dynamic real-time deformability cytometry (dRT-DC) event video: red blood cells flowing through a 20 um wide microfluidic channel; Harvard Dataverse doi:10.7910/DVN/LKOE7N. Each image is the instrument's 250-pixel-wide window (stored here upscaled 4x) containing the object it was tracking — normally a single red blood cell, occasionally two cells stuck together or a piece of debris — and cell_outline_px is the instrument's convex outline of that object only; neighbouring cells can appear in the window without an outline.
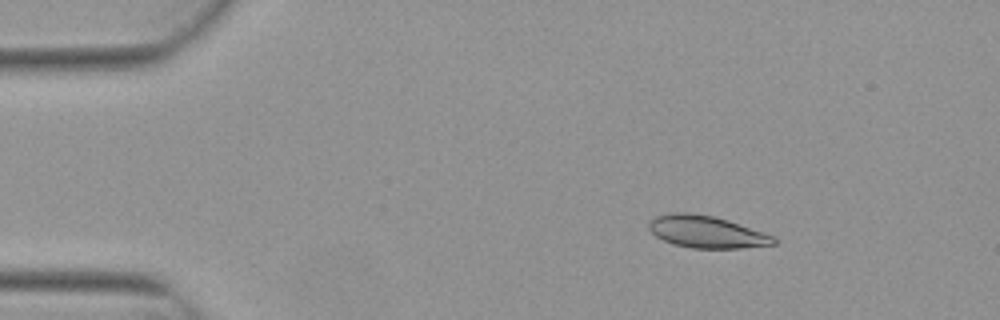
{"species": "Egyptian fruit bat (a non-hibernating species)", "species_latin": "Rousettus aegyptiacus", "temperature_condition": "warm", "stored_images_in_passage": 5, "camera_frame_rate_fps": 3000, "um_per_image_px": 0.085, "animal": {"sex": "female"}, "frame": {"image": 1, "passage_image": 3, "time_ms": 0.667, "image_size_px": [1000, 320], "cell_outline_px": [[776, 244], [740, 248], [692, 248], [672, 244], [656, 236], [648, 228], [648, 220], [656, 216], [672, 212], [688, 212], [712, 216], [728, 220], [776, 236]], "centroid_in_image_um": [60.05, 19.7], "position_along_channel_um": 25.0, "area_um2": 23.47}}